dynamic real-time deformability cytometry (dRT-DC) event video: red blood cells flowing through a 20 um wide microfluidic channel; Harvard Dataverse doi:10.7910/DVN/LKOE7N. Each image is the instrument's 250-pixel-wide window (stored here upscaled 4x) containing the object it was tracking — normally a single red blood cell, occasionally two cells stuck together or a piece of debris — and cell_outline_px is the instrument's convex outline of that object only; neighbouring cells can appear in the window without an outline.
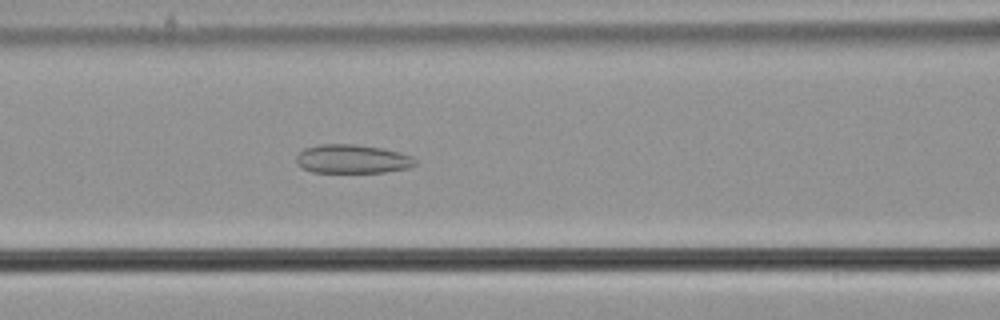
{"species": "common noctule bat (a hibernating species)", "species_latin": "Nyctalus noctula", "temperature_condition": "cold", "stored_images_in_passage": 51, "camera_frame_rate_fps": 3000, "um_per_image_px": 0.085, "animal": {"sex": "male", "body_mass_g": 21.5, "forearm_length_mm": 52.0}, "frame": {"image": 1, "passage_image": 19, "time_ms": 6.0, "image_size_px": [1000, 320], "cell_outline_px": [[416, 164], [408, 168], [384, 172], [312, 172], [300, 168], [296, 164], [296, 156], [304, 148], [320, 144], [352, 144], [380, 148], [400, 152], [412, 156], [416, 160]], "centroid_in_image_um": [29.91, 13.52], "position_along_channel_um": 136.7, "area_um2": 20.0}}
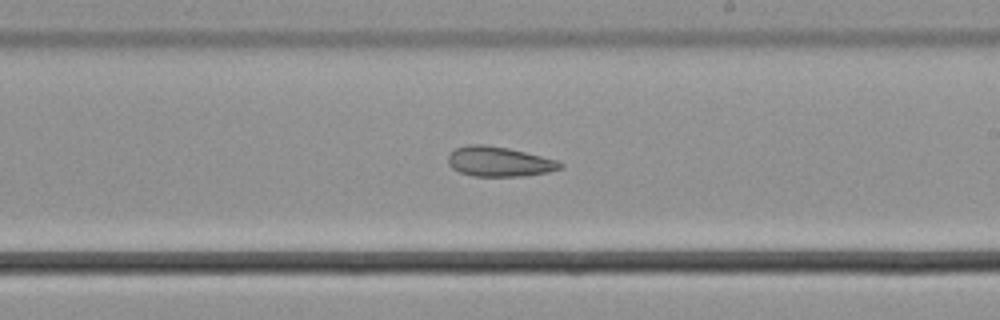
{"frame": {"image": 2, "passage_image": 28, "time_ms": 9.0, "image_size_px": [1000, 320], "cell_outline_px": [[564, 168], [548, 172], [524, 176], [476, 176], [460, 172], [452, 168], [448, 164], [448, 156], [456, 148], [468, 144], [484, 144], [508, 148], [556, 160], [564, 164]], "centroid_in_image_um": [42.43, 13.74], "position_along_channel_um": 246.6, "area_um2": 19.42}}
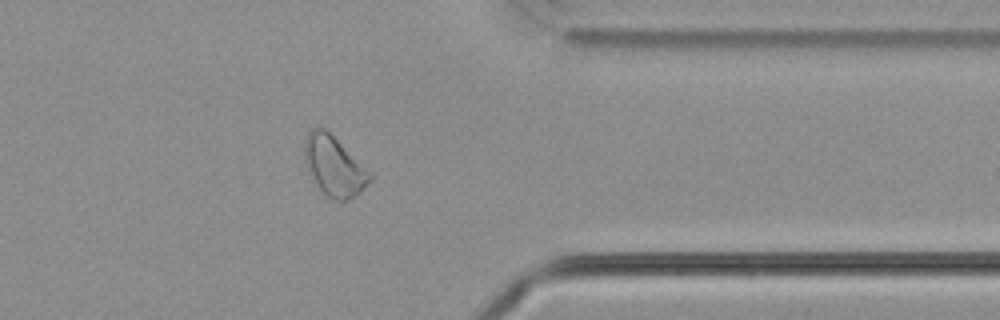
{"frame": {"image": 3, "passage_image": 40, "time_ms": 13.0, "image_size_px": [1000, 320], "cell_outline_px": [[372, 180], [356, 196], [344, 200], [332, 200], [316, 184], [304, 164], [304, 140], [308, 132], [316, 124], [324, 128], [372, 172]], "centroid_in_image_um": [28.39, 14.09], "position_along_channel_um": 383.0, "area_um2": 22.89}, "authors_computed_cell_mechanics": {"area_um2": 23.5824, "velocity_mm_per_s": 3.6717, "shape_relaxation_time_tau1_ms": null, "shape_relaxation_time_tau2_ms": 3.3996, "deformation_change_tau1": null, "deformation_change_tau2": 0.1014}}